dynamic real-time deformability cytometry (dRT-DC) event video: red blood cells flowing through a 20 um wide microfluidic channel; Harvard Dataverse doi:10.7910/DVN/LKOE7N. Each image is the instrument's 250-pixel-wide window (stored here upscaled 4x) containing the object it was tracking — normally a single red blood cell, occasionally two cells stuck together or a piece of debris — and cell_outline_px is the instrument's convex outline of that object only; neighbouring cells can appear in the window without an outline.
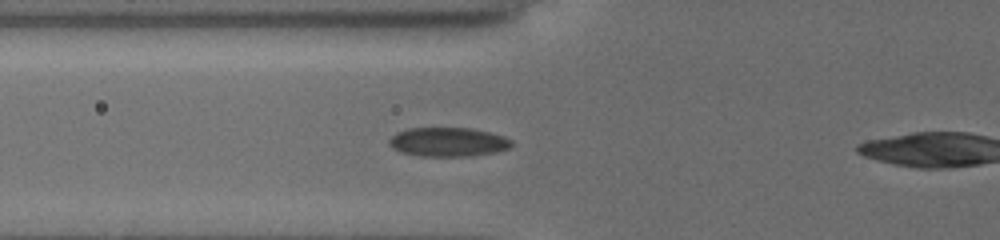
{"species": "common noctule bat (a hibernating species)", "species_latin": "Nyctalus noctula", "temperature_condition": "cold", "stored_images_in_passage": 8, "camera_frame_rate_fps": 3000, "um_per_image_px": 0.085, "animal": {"sex": "female", "body_mass_g": 19.5, "forearm_length_mm": 54.1}, "frame": {"image": 1, "passage_image": 7, "time_ms": 6.667, "image_size_px": [1000, 240], "cell_outline_px": [[512, 144], [508, 148], [496, 152], [468, 156], [420, 156], [400, 152], [392, 148], [388, 144], [388, 140], [396, 132], [408, 128], [472, 128], [504, 136], [512, 140]], "centroid_in_image_um": [38.05, 12.07], "position_along_channel_um": 87.7, "area_um2": 20.81}}